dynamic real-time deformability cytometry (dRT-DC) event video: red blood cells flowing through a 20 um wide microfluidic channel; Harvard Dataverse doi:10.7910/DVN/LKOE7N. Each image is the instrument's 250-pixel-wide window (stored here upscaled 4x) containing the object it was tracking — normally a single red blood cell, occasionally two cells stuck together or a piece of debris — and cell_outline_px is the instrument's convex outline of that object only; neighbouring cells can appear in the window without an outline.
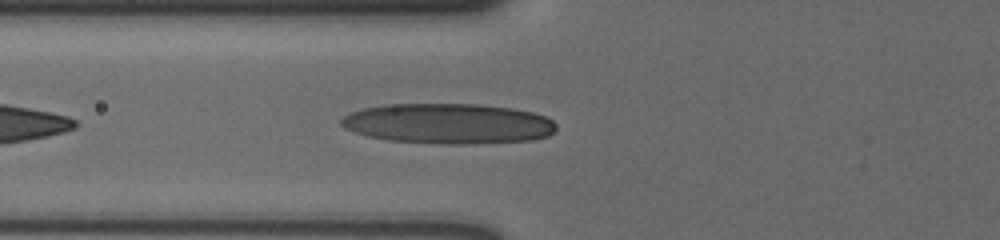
{"species": "human", "species_latin": "Homo sapiens", "temperature_condition": "cold", "stored_images_in_passage": 25, "camera_frame_rate_fps": 3000, "um_per_image_px": 0.085, "donor": {"sex": "male"}, "frame": {"image": 1, "passage_image": 4, "time_ms": 1.0, "image_size_px": [1000, 240], "cell_outline_px": [[556, 128], [548, 136], [532, 140], [472, 144], [444, 144], [388, 140], [368, 136], [344, 128], [340, 124], [340, 120], [344, 116], [352, 112], [364, 108], [384, 104], [480, 104], [512, 108], [532, 112], [544, 116], [552, 120], [556, 124]], "centroid_in_image_um": [38.11, 10.5], "position_along_channel_um": 87.7, "area_um2": 50.58}}
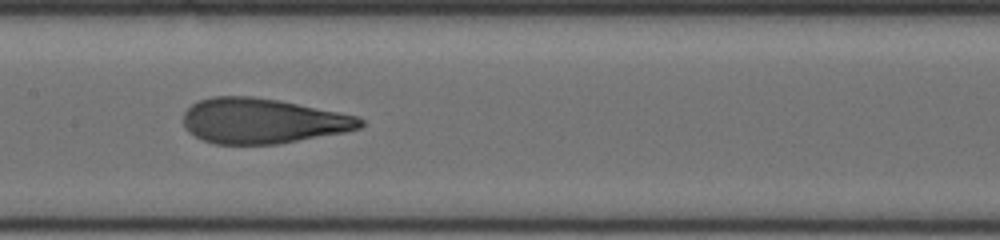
{"frame": {"image": 2, "passage_image": 12, "time_ms": 3.667, "image_size_px": [1000, 240], "cell_outline_px": [[364, 124], [360, 128], [344, 132], [276, 144], [216, 144], [204, 140], [188, 132], [184, 124], [184, 112], [192, 104], [200, 100], [212, 96], [252, 96], [280, 100], [356, 116], [364, 120]], "centroid_in_image_um": [22.3, 10.27], "position_along_channel_um": 185.1, "area_um2": 46.3}}
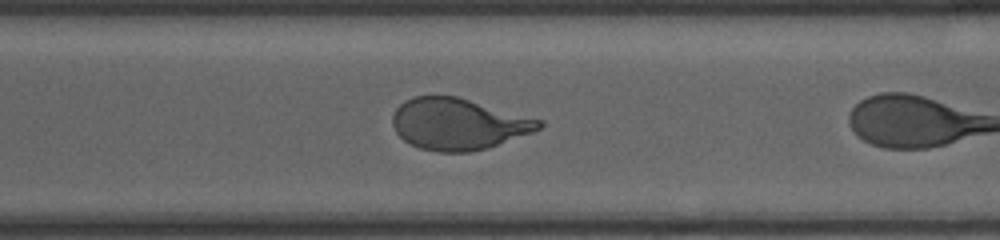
{"frame": {"image": 3, "passage_image": 21, "time_ms": 6.667, "image_size_px": [1000, 240], "cell_outline_px": [[544, 124], [540, 128], [532, 132], [488, 148], [468, 152], [436, 152], [420, 148], [404, 140], [396, 132], [392, 124], [392, 116], [396, 108], [404, 100], [416, 96], [456, 96], [544, 120]], "centroid_in_image_um": [38.95, 10.54], "position_along_channel_um": 331.6, "area_um2": 43.87}}